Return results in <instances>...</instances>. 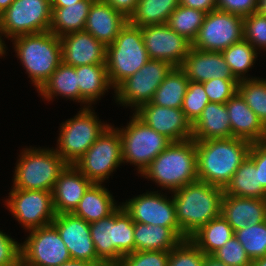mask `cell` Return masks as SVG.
Wrapping results in <instances>:
<instances>
[{
  "instance_id": "cell-8",
  "label": "cell",
  "mask_w": 266,
  "mask_h": 266,
  "mask_svg": "<svg viewBox=\"0 0 266 266\" xmlns=\"http://www.w3.org/2000/svg\"><path fill=\"white\" fill-rule=\"evenodd\" d=\"M91 109L82 107L74 118L61 123L55 151L68 165L76 163L109 126Z\"/></svg>"
},
{
  "instance_id": "cell-31",
  "label": "cell",
  "mask_w": 266,
  "mask_h": 266,
  "mask_svg": "<svg viewBox=\"0 0 266 266\" xmlns=\"http://www.w3.org/2000/svg\"><path fill=\"white\" fill-rule=\"evenodd\" d=\"M38 93L48 102L59 95L62 98L80 103V91L75 67L62 62L38 90Z\"/></svg>"
},
{
  "instance_id": "cell-21",
  "label": "cell",
  "mask_w": 266,
  "mask_h": 266,
  "mask_svg": "<svg viewBox=\"0 0 266 266\" xmlns=\"http://www.w3.org/2000/svg\"><path fill=\"white\" fill-rule=\"evenodd\" d=\"M92 184L74 165H67L52 191L55 214L73 213Z\"/></svg>"
},
{
  "instance_id": "cell-39",
  "label": "cell",
  "mask_w": 266,
  "mask_h": 266,
  "mask_svg": "<svg viewBox=\"0 0 266 266\" xmlns=\"http://www.w3.org/2000/svg\"><path fill=\"white\" fill-rule=\"evenodd\" d=\"M234 236L251 260L266 255V221L236 230Z\"/></svg>"
},
{
  "instance_id": "cell-36",
  "label": "cell",
  "mask_w": 266,
  "mask_h": 266,
  "mask_svg": "<svg viewBox=\"0 0 266 266\" xmlns=\"http://www.w3.org/2000/svg\"><path fill=\"white\" fill-rule=\"evenodd\" d=\"M222 55L225 62L229 65L230 71L233 77L239 82L248 78L246 73L255 64L256 58L258 57V51L246 40L234 43L227 49H224Z\"/></svg>"
},
{
  "instance_id": "cell-3",
  "label": "cell",
  "mask_w": 266,
  "mask_h": 266,
  "mask_svg": "<svg viewBox=\"0 0 266 266\" xmlns=\"http://www.w3.org/2000/svg\"><path fill=\"white\" fill-rule=\"evenodd\" d=\"M170 192L198 180L197 150L190 138L171 142L141 173Z\"/></svg>"
},
{
  "instance_id": "cell-43",
  "label": "cell",
  "mask_w": 266,
  "mask_h": 266,
  "mask_svg": "<svg viewBox=\"0 0 266 266\" xmlns=\"http://www.w3.org/2000/svg\"><path fill=\"white\" fill-rule=\"evenodd\" d=\"M212 256L227 266H251L252 262L235 236L228 240L223 247L217 249Z\"/></svg>"
},
{
  "instance_id": "cell-24",
  "label": "cell",
  "mask_w": 266,
  "mask_h": 266,
  "mask_svg": "<svg viewBox=\"0 0 266 266\" xmlns=\"http://www.w3.org/2000/svg\"><path fill=\"white\" fill-rule=\"evenodd\" d=\"M221 215L234 231L266 221V198H243L223 194Z\"/></svg>"
},
{
  "instance_id": "cell-7",
  "label": "cell",
  "mask_w": 266,
  "mask_h": 266,
  "mask_svg": "<svg viewBox=\"0 0 266 266\" xmlns=\"http://www.w3.org/2000/svg\"><path fill=\"white\" fill-rule=\"evenodd\" d=\"M148 60L141 27L127 22L114 42L107 46L106 66L112 88L136 73Z\"/></svg>"
},
{
  "instance_id": "cell-11",
  "label": "cell",
  "mask_w": 266,
  "mask_h": 266,
  "mask_svg": "<svg viewBox=\"0 0 266 266\" xmlns=\"http://www.w3.org/2000/svg\"><path fill=\"white\" fill-rule=\"evenodd\" d=\"M51 0H15L2 14L0 23L6 38L49 31Z\"/></svg>"
},
{
  "instance_id": "cell-32",
  "label": "cell",
  "mask_w": 266,
  "mask_h": 266,
  "mask_svg": "<svg viewBox=\"0 0 266 266\" xmlns=\"http://www.w3.org/2000/svg\"><path fill=\"white\" fill-rule=\"evenodd\" d=\"M224 194L243 198H266V191L259 183V169L249 157L238 167L224 188Z\"/></svg>"
},
{
  "instance_id": "cell-53",
  "label": "cell",
  "mask_w": 266,
  "mask_h": 266,
  "mask_svg": "<svg viewBox=\"0 0 266 266\" xmlns=\"http://www.w3.org/2000/svg\"><path fill=\"white\" fill-rule=\"evenodd\" d=\"M81 0H51V7H68Z\"/></svg>"
},
{
  "instance_id": "cell-28",
  "label": "cell",
  "mask_w": 266,
  "mask_h": 266,
  "mask_svg": "<svg viewBox=\"0 0 266 266\" xmlns=\"http://www.w3.org/2000/svg\"><path fill=\"white\" fill-rule=\"evenodd\" d=\"M110 191L101 184L93 183L79 202L73 214L88 223L111 215L119 206Z\"/></svg>"
},
{
  "instance_id": "cell-52",
  "label": "cell",
  "mask_w": 266,
  "mask_h": 266,
  "mask_svg": "<svg viewBox=\"0 0 266 266\" xmlns=\"http://www.w3.org/2000/svg\"><path fill=\"white\" fill-rule=\"evenodd\" d=\"M203 266H227L223 262L218 261L212 255H205Z\"/></svg>"
},
{
  "instance_id": "cell-27",
  "label": "cell",
  "mask_w": 266,
  "mask_h": 266,
  "mask_svg": "<svg viewBox=\"0 0 266 266\" xmlns=\"http://www.w3.org/2000/svg\"><path fill=\"white\" fill-rule=\"evenodd\" d=\"M135 251H171L185 238L180 227L134 222Z\"/></svg>"
},
{
  "instance_id": "cell-33",
  "label": "cell",
  "mask_w": 266,
  "mask_h": 266,
  "mask_svg": "<svg viewBox=\"0 0 266 266\" xmlns=\"http://www.w3.org/2000/svg\"><path fill=\"white\" fill-rule=\"evenodd\" d=\"M234 236V230L222 215L202 226L189 239L205 254L212 255Z\"/></svg>"
},
{
  "instance_id": "cell-18",
  "label": "cell",
  "mask_w": 266,
  "mask_h": 266,
  "mask_svg": "<svg viewBox=\"0 0 266 266\" xmlns=\"http://www.w3.org/2000/svg\"><path fill=\"white\" fill-rule=\"evenodd\" d=\"M134 114L171 142L192 138V124L181 108L161 107L149 102L141 105Z\"/></svg>"
},
{
  "instance_id": "cell-56",
  "label": "cell",
  "mask_w": 266,
  "mask_h": 266,
  "mask_svg": "<svg viewBox=\"0 0 266 266\" xmlns=\"http://www.w3.org/2000/svg\"><path fill=\"white\" fill-rule=\"evenodd\" d=\"M251 266H266V255L264 257L252 260Z\"/></svg>"
},
{
  "instance_id": "cell-9",
  "label": "cell",
  "mask_w": 266,
  "mask_h": 266,
  "mask_svg": "<svg viewBox=\"0 0 266 266\" xmlns=\"http://www.w3.org/2000/svg\"><path fill=\"white\" fill-rule=\"evenodd\" d=\"M131 118L125 128H117L122 142L123 164L130 162V165L137 166L141 174L171 141L146 125L134 113Z\"/></svg>"
},
{
  "instance_id": "cell-23",
  "label": "cell",
  "mask_w": 266,
  "mask_h": 266,
  "mask_svg": "<svg viewBox=\"0 0 266 266\" xmlns=\"http://www.w3.org/2000/svg\"><path fill=\"white\" fill-rule=\"evenodd\" d=\"M128 19L104 0H94L87 16L85 32L90 33L106 47L114 42Z\"/></svg>"
},
{
  "instance_id": "cell-42",
  "label": "cell",
  "mask_w": 266,
  "mask_h": 266,
  "mask_svg": "<svg viewBox=\"0 0 266 266\" xmlns=\"http://www.w3.org/2000/svg\"><path fill=\"white\" fill-rule=\"evenodd\" d=\"M243 39L256 50L266 51V15L259 12L243 17Z\"/></svg>"
},
{
  "instance_id": "cell-50",
  "label": "cell",
  "mask_w": 266,
  "mask_h": 266,
  "mask_svg": "<svg viewBox=\"0 0 266 266\" xmlns=\"http://www.w3.org/2000/svg\"><path fill=\"white\" fill-rule=\"evenodd\" d=\"M181 6L198 9L205 13L217 10V0H179Z\"/></svg>"
},
{
  "instance_id": "cell-47",
  "label": "cell",
  "mask_w": 266,
  "mask_h": 266,
  "mask_svg": "<svg viewBox=\"0 0 266 266\" xmlns=\"http://www.w3.org/2000/svg\"><path fill=\"white\" fill-rule=\"evenodd\" d=\"M217 9L245 17L257 12L258 0H217Z\"/></svg>"
},
{
  "instance_id": "cell-37",
  "label": "cell",
  "mask_w": 266,
  "mask_h": 266,
  "mask_svg": "<svg viewBox=\"0 0 266 266\" xmlns=\"http://www.w3.org/2000/svg\"><path fill=\"white\" fill-rule=\"evenodd\" d=\"M207 13L179 5L169 16L167 25L193 43Z\"/></svg>"
},
{
  "instance_id": "cell-25",
  "label": "cell",
  "mask_w": 266,
  "mask_h": 266,
  "mask_svg": "<svg viewBox=\"0 0 266 266\" xmlns=\"http://www.w3.org/2000/svg\"><path fill=\"white\" fill-rule=\"evenodd\" d=\"M225 104L233 137L251 143L266 140V127L238 92Z\"/></svg>"
},
{
  "instance_id": "cell-22",
  "label": "cell",
  "mask_w": 266,
  "mask_h": 266,
  "mask_svg": "<svg viewBox=\"0 0 266 266\" xmlns=\"http://www.w3.org/2000/svg\"><path fill=\"white\" fill-rule=\"evenodd\" d=\"M180 68L189 81L203 83L213 78L235 79L221 52L191 48Z\"/></svg>"
},
{
  "instance_id": "cell-49",
  "label": "cell",
  "mask_w": 266,
  "mask_h": 266,
  "mask_svg": "<svg viewBox=\"0 0 266 266\" xmlns=\"http://www.w3.org/2000/svg\"><path fill=\"white\" fill-rule=\"evenodd\" d=\"M127 19L134 13L139 0H104Z\"/></svg>"
},
{
  "instance_id": "cell-35",
  "label": "cell",
  "mask_w": 266,
  "mask_h": 266,
  "mask_svg": "<svg viewBox=\"0 0 266 266\" xmlns=\"http://www.w3.org/2000/svg\"><path fill=\"white\" fill-rule=\"evenodd\" d=\"M189 80L180 67H174L156 89L152 103L161 107L182 108Z\"/></svg>"
},
{
  "instance_id": "cell-14",
  "label": "cell",
  "mask_w": 266,
  "mask_h": 266,
  "mask_svg": "<svg viewBox=\"0 0 266 266\" xmlns=\"http://www.w3.org/2000/svg\"><path fill=\"white\" fill-rule=\"evenodd\" d=\"M5 201L7 209L26 230L50 225L55 218L52 192L12 188Z\"/></svg>"
},
{
  "instance_id": "cell-19",
  "label": "cell",
  "mask_w": 266,
  "mask_h": 266,
  "mask_svg": "<svg viewBox=\"0 0 266 266\" xmlns=\"http://www.w3.org/2000/svg\"><path fill=\"white\" fill-rule=\"evenodd\" d=\"M59 232L72 259L102 262L91 239L90 223L73 213L56 214L51 223Z\"/></svg>"
},
{
  "instance_id": "cell-40",
  "label": "cell",
  "mask_w": 266,
  "mask_h": 266,
  "mask_svg": "<svg viewBox=\"0 0 266 266\" xmlns=\"http://www.w3.org/2000/svg\"><path fill=\"white\" fill-rule=\"evenodd\" d=\"M209 102L203 83L189 81L181 109L191 124L198 119Z\"/></svg>"
},
{
  "instance_id": "cell-34",
  "label": "cell",
  "mask_w": 266,
  "mask_h": 266,
  "mask_svg": "<svg viewBox=\"0 0 266 266\" xmlns=\"http://www.w3.org/2000/svg\"><path fill=\"white\" fill-rule=\"evenodd\" d=\"M179 5V0H139L128 22L138 27L166 24Z\"/></svg>"
},
{
  "instance_id": "cell-30",
  "label": "cell",
  "mask_w": 266,
  "mask_h": 266,
  "mask_svg": "<svg viewBox=\"0 0 266 266\" xmlns=\"http://www.w3.org/2000/svg\"><path fill=\"white\" fill-rule=\"evenodd\" d=\"M94 0H81L68 7H52L49 31L57 37L71 32L84 31L87 16Z\"/></svg>"
},
{
  "instance_id": "cell-38",
  "label": "cell",
  "mask_w": 266,
  "mask_h": 266,
  "mask_svg": "<svg viewBox=\"0 0 266 266\" xmlns=\"http://www.w3.org/2000/svg\"><path fill=\"white\" fill-rule=\"evenodd\" d=\"M238 93L266 127V78L239 81Z\"/></svg>"
},
{
  "instance_id": "cell-12",
  "label": "cell",
  "mask_w": 266,
  "mask_h": 266,
  "mask_svg": "<svg viewBox=\"0 0 266 266\" xmlns=\"http://www.w3.org/2000/svg\"><path fill=\"white\" fill-rule=\"evenodd\" d=\"M173 68L168 62L149 59L114 89V100L122 106L134 107L133 111H136L141 105L152 101L156 89Z\"/></svg>"
},
{
  "instance_id": "cell-51",
  "label": "cell",
  "mask_w": 266,
  "mask_h": 266,
  "mask_svg": "<svg viewBox=\"0 0 266 266\" xmlns=\"http://www.w3.org/2000/svg\"><path fill=\"white\" fill-rule=\"evenodd\" d=\"M59 266H106L103 262L82 261L70 259Z\"/></svg>"
},
{
  "instance_id": "cell-29",
  "label": "cell",
  "mask_w": 266,
  "mask_h": 266,
  "mask_svg": "<svg viewBox=\"0 0 266 266\" xmlns=\"http://www.w3.org/2000/svg\"><path fill=\"white\" fill-rule=\"evenodd\" d=\"M75 70L80 91V102L85 104L83 108L91 107L92 103L99 100L112 87L106 64L76 66Z\"/></svg>"
},
{
  "instance_id": "cell-55",
  "label": "cell",
  "mask_w": 266,
  "mask_h": 266,
  "mask_svg": "<svg viewBox=\"0 0 266 266\" xmlns=\"http://www.w3.org/2000/svg\"><path fill=\"white\" fill-rule=\"evenodd\" d=\"M15 0H0V14H2Z\"/></svg>"
},
{
  "instance_id": "cell-45",
  "label": "cell",
  "mask_w": 266,
  "mask_h": 266,
  "mask_svg": "<svg viewBox=\"0 0 266 266\" xmlns=\"http://www.w3.org/2000/svg\"><path fill=\"white\" fill-rule=\"evenodd\" d=\"M170 251H134L124 255L117 266H168Z\"/></svg>"
},
{
  "instance_id": "cell-15",
  "label": "cell",
  "mask_w": 266,
  "mask_h": 266,
  "mask_svg": "<svg viewBox=\"0 0 266 266\" xmlns=\"http://www.w3.org/2000/svg\"><path fill=\"white\" fill-rule=\"evenodd\" d=\"M243 17L214 10L206 14L192 43L198 50L222 52L243 39Z\"/></svg>"
},
{
  "instance_id": "cell-20",
  "label": "cell",
  "mask_w": 266,
  "mask_h": 266,
  "mask_svg": "<svg viewBox=\"0 0 266 266\" xmlns=\"http://www.w3.org/2000/svg\"><path fill=\"white\" fill-rule=\"evenodd\" d=\"M62 62L70 66L106 64L107 47L85 31L71 32L59 37Z\"/></svg>"
},
{
  "instance_id": "cell-46",
  "label": "cell",
  "mask_w": 266,
  "mask_h": 266,
  "mask_svg": "<svg viewBox=\"0 0 266 266\" xmlns=\"http://www.w3.org/2000/svg\"><path fill=\"white\" fill-rule=\"evenodd\" d=\"M20 263V243L0 231V266H18Z\"/></svg>"
},
{
  "instance_id": "cell-1",
  "label": "cell",
  "mask_w": 266,
  "mask_h": 266,
  "mask_svg": "<svg viewBox=\"0 0 266 266\" xmlns=\"http://www.w3.org/2000/svg\"><path fill=\"white\" fill-rule=\"evenodd\" d=\"M198 180L225 188L248 157L252 143L239 138L195 141Z\"/></svg>"
},
{
  "instance_id": "cell-6",
  "label": "cell",
  "mask_w": 266,
  "mask_h": 266,
  "mask_svg": "<svg viewBox=\"0 0 266 266\" xmlns=\"http://www.w3.org/2000/svg\"><path fill=\"white\" fill-rule=\"evenodd\" d=\"M17 160L13 188L52 192L59 174L68 165L55 149L26 148Z\"/></svg>"
},
{
  "instance_id": "cell-26",
  "label": "cell",
  "mask_w": 266,
  "mask_h": 266,
  "mask_svg": "<svg viewBox=\"0 0 266 266\" xmlns=\"http://www.w3.org/2000/svg\"><path fill=\"white\" fill-rule=\"evenodd\" d=\"M232 137L230 118L225 103L209 102L198 119L192 124V139L194 141Z\"/></svg>"
},
{
  "instance_id": "cell-4",
  "label": "cell",
  "mask_w": 266,
  "mask_h": 266,
  "mask_svg": "<svg viewBox=\"0 0 266 266\" xmlns=\"http://www.w3.org/2000/svg\"><path fill=\"white\" fill-rule=\"evenodd\" d=\"M17 58L38 91L62 63L59 37L50 31L21 35L11 39Z\"/></svg>"
},
{
  "instance_id": "cell-41",
  "label": "cell",
  "mask_w": 266,
  "mask_h": 266,
  "mask_svg": "<svg viewBox=\"0 0 266 266\" xmlns=\"http://www.w3.org/2000/svg\"><path fill=\"white\" fill-rule=\"evenodd\" d=\"M205 254L189 239L170 251L168 266H203Z\"/></svg>"
},
{
  "instance_id": "cell-57",
  "label": "cell",
  "mask_w": 266,
  "mask_h": 266,
  "mask_svg": "<svg viewBox=\"0 0 266 266\" xmlns=\"http://www.w3.org/2000/svg\"><path fill=\"white\" fill-rule=\"evenodd\" d=\"M257 12L266 15V0H258Z\"/></svg>"
},
{
  "instance_id": "cell-13",
  "label": "cell",
  "mask_w": 266,
  "mask_h": 266,
  "mask_svg": "<svg viewBox=\"0 0 266 266\" xmlns=\"http://www.w3.org/2000/svg\"><path fill=\"white\" fill-rule=\"evenodd\" d=\"M29 232V236L20 244L22 265L59 266L72 259L59 232L52 224Z\"/></svg>"
},
{
  "instance_id": "cell-54",
  "label": "cell",
  "mask_w": 266,
  "mask_h": 266,
  "mask_svg": "<svg viewBox=\"0 0 266 266\" xmlns=\"http://www.w3.org/2000/svg\"><path fill=\"white\" fill-rule=\"evenodd\" d=\"M4 34L2 31V27H1V23H0V57H2L3 55H6V45H5V41L3 40Z\"/></svg>"
},
{
  "instance_id": "cell-10",
  "label": "cell",
  "mask_w": 266,
  "mask_h": 266,
  "mask_svg": "<svg viewBox=\"0 0 266 266\" xmlns=\"http://www.w3.org/2000/svg\"><path fill=\"white\" fill-rule=\"evenodd\" d=\"M110 124L73 165L92 183L103 184L123 163L120 133Z\"/></svg>"
},
{
  "instance_id": "cell-48",
  "label": "cell",
  "mask_w": 266,
  "mask_h": 266,
  "mask_svg": "<svg viewBox=\"0 0 266 266\" xmlns=\"http://www.w3.org/2000/svg\"><path fill=\"white\" fill-rule=\"evenodd\" d=\"M248 157L259 169V183L266 191V140L252 143Z\"/></svg>"
},
{
  "instance_id": "cell-17",
  "label": "cell",
  "mask_w": 266,
  "mask_h": 266,
  "mask_svg": "<svg viewBox=\"0 0 266 266\" xmlns=\"http://www.w3.org/2000/svg\"><path fill=\"white\" fill-rule=\"evenodd\" d=\"M167 197L161 192L158 193V190L147 191L145 194L126 200L125 203L122 202L121 206L134 222L163 227H179L173 197L172 199Z\"/></svg>"
},
{
  "instance_id": "cell-44",
  "label": "cell",
  "mask_w": 266,
  "mask_h": 266,
  "mask_svg": "<svg viewBox=\"0 0 266 266\" xmlns=\"http://www.w3.org/2000/svg\"><path fill=\"white\" fill-rule=\"evenodd\" d=\"M203 87L210 102L226 103L238 92V81L213 78L203 82Z\"/></svg>"
},
{
  "instance_id": "cell-2",
  "label": "cell",
  "mask_w": 266,
  "mask_h": 266,
  "mask_svg": "<svg viewBox=\"0 0 266 266\" xmlns=\"http://www.w3.org/2000/svg\"><path fill=\"white\" fill-rule=\"evenodd\" d=\"M176 219L182 236L187 239L202 226L221 215L224 188L196 180L172 191Z\"/></svg>"
},
{
  "instance_id": "cell-16",
  "label": "cell",
  "mask_w": 266,
  "mask_h": 266,
  "mask_svg": "<svg viewBox=\"0 0 266 266\" xmlns=\"http://www.w3.org/2000/svg\"><path fill=\"white\" fill-rule=\"evenodd\" d=\"M149 59L161 60L180 67L192 48V43L167 24L141 27Z\"/></svg>"
},
{
  "instance_id": "cell-5",
  "label": "cell",
  "mask_w": 266,
  "mask_h": 266,
  "mask_svg": "<svg viewBox=\"0 0 266 266\" xmlns=\"http://www.w3.org/2000/svg\"><path fill=\"white\" fill-rule=\"evenodd\" d=\"M91 239L98 258L117 266L124 255L135 251L134 221L120 206L108 217L90 223Z\"/></svg>"
}]
</instances>
